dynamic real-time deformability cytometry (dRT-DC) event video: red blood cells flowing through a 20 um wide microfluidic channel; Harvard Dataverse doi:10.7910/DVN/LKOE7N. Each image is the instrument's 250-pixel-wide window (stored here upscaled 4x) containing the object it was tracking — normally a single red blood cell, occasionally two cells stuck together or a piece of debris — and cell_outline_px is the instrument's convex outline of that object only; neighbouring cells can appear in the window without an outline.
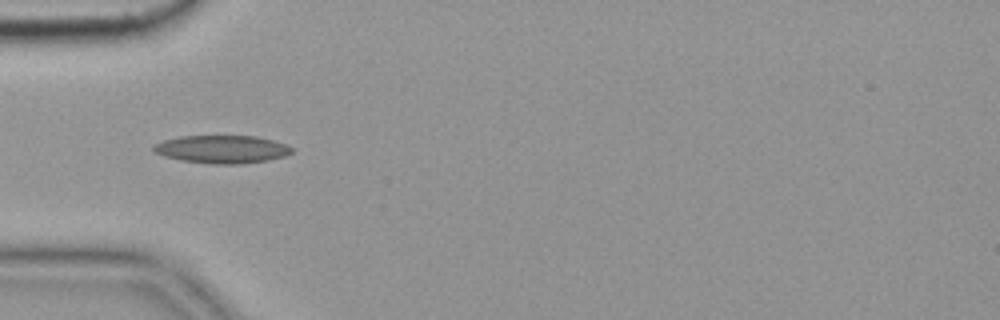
{"species": "common noctule bat (a hibernating species)", "species_latin": "Nyctalus noctula", "temperature_condition": "cold", "stored_images_in_passage": 3, "camera_frame_rate_fps": 3000, "um_per_image_px": 0.085, "animal": {"sex": "female", "body_mass_g": 19.9}, "frame": {"image": 1, "passage_image": 1, "time_ms": 0.0, "image_size_px": [1000, 320], "cell_outline_px": [[292, 152], [284, 156], [268, 160], [240, 164], [212, 164], [180, 160], [164, 156], [152, 152], [152, 144], [164, 140], [180, 136], [256, 136], [288, 144], [292, 148]], "centroid_in_image_um": [18.83, 12.68], "position_along_channel_um": 66.2, "area_um2": 22.66}}